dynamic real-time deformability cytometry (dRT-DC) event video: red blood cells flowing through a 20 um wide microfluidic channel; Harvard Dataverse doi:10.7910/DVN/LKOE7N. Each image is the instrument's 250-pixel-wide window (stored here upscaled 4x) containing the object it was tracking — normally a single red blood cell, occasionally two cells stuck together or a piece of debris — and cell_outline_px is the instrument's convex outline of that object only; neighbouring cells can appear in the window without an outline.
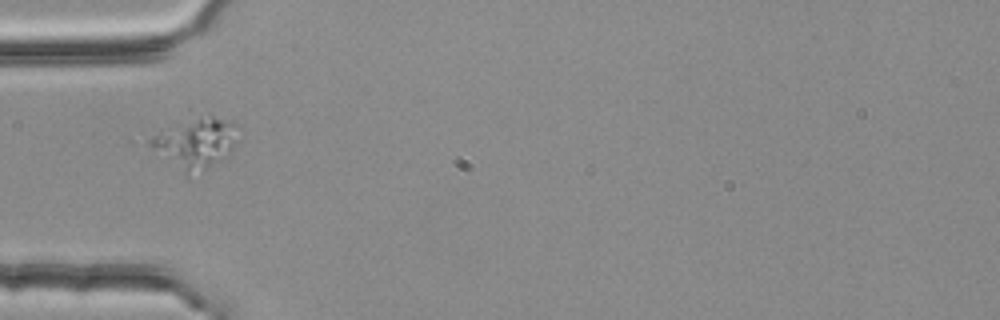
{"species": "common noctule bat (a hibernating species)", "species_latin": "Nyctalus noctula", "temperature_condition": "room temperature", "stored_images_in_passage": 1, "camera_frame_rate_fps": 3000, "um_per_image_px": 0.085, "animal": {"sex": "female", "body_mass_g": 25.1}, "frame": {"image": 1, "passage_image": 1, "time_ms": 0.0, "image_size_px": [1000, 320], "cell_outline_px": [[232, 148], [228, 156], [220, 160], [184, 172], [148, 144], [148, 140], [152, 136], [200, 112], [208, 112], [228, 120], [232, 124]], "centroid_in_image_um": [16.58, 12.0], "position_along_channel_um": 68.4, "area_um2": 24.04}}